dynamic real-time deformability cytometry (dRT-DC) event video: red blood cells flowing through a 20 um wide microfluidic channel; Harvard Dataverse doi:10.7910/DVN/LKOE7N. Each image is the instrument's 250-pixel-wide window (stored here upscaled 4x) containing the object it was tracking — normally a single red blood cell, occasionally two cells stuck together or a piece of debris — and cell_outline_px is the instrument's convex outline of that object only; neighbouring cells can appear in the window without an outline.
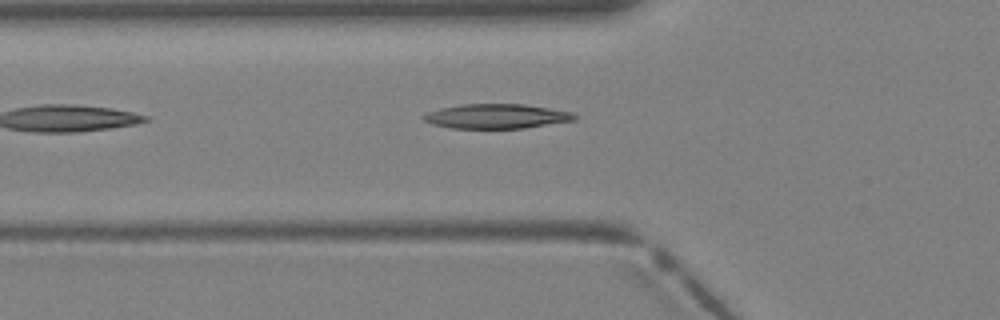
{"species": "Egyptian fruit bat (a non-hibernating species)", "species_latin": "Rousettus aegyptiacus", "temperature_condition": "warm", "stored_images_in_passage": 5, "camera_frame_rate_fps": 3000, "um_per_image_px": 0.085, "animal": {"sex": "female"}, "frame": {"image": 1, "passage_image": 5, "time_ms": 1.333, "image_size_px": [1000, 320], "cell_outline_px": [[580, 116], [576, 120], [524, 128], [448, 128], [432, 124], [424, 120], [420, 116], [428, 112], [440, 108], [460, 104], [524, 104], [576, 112]], "centroid_in_image_um": [42.25, 9.88], "position_along_channel_um": 83.6, "area_um2": 21.91}}